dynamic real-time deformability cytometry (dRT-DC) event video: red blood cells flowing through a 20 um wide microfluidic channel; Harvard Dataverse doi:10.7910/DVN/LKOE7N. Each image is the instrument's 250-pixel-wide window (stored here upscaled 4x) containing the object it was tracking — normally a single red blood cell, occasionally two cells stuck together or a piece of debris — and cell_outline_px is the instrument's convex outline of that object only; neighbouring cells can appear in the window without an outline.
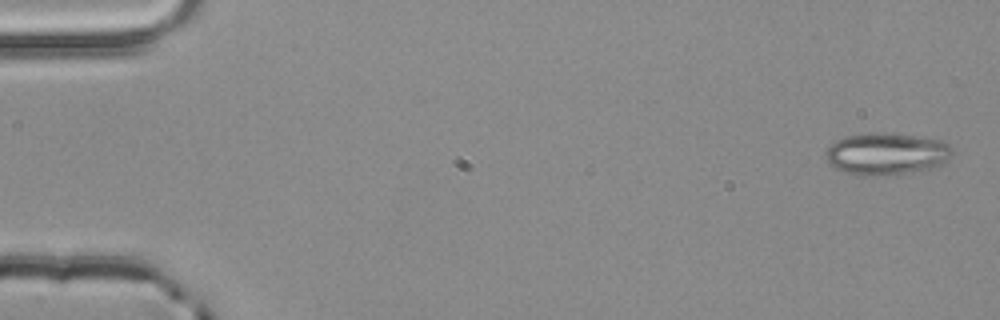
{"species": "common noctule bat (a hibernating species)", "species_latin": "Nyctalus noctula", "temperature_condition": "room temperature", "stored_images_in_passage": 3, "camera_frame_rate_fps": 3000, "um_per_image_px": 0.085, "animal": {"sex": "male", "body_mass_g": 20.4}, "frame": {"image": 1, "passage_image": 1, "time_ms": 0.0, "image_size_px": [1000, 320], "cell_outline_px": [[952, 156], [948, 160], [940, 164], [928, 168], [912, 172], [876, 176], [856, 176], [832, 168], [824, 152], [836, 140], [844, 136], [872, 132], [884, 132], [940, 140], [948, 144], [952, 148]], "centroid_in_image_um": [75.3, 13.08], "position_along_channel_um": 9.7, "area_um2": 31.1}}